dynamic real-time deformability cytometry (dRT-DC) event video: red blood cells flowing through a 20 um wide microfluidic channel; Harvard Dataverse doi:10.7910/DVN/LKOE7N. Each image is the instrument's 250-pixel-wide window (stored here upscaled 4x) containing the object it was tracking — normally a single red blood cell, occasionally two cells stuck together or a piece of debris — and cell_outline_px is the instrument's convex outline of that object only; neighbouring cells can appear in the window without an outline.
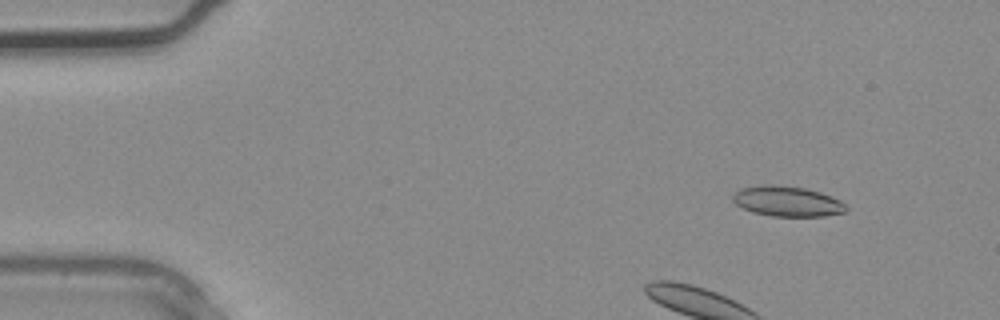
{"species": "common noctule bat (a hibernating species)", "species_latin": "Nyctalus noctula", "temperature_condition": "warm", "stored_images_in_passage": 2, "segment_of_instrument_passage": [2, 2], "camera_frame_rate_fps": 3000, "um_per_image_px": 0.085, "animal": {"sex": "male", "body_mass_g": 20.4}, "frame": {"image": 1, "passage_image": 2, "time_ms": 0.333, "image_size_px": [1000, 320], "cell_outline_px": [[848, 208], [844, 212], [824, 216], [772, 216], [752, 212], [736, 204], [732, 200], [732, 196], [740, 188], [772, 184], [804, 188], [820, 192], [832, 196], [840, 200]], "centroid_in_image_um": [66.92, 17.11], "position_along_channel_um": 18.1, "area_um2": 19.83}}